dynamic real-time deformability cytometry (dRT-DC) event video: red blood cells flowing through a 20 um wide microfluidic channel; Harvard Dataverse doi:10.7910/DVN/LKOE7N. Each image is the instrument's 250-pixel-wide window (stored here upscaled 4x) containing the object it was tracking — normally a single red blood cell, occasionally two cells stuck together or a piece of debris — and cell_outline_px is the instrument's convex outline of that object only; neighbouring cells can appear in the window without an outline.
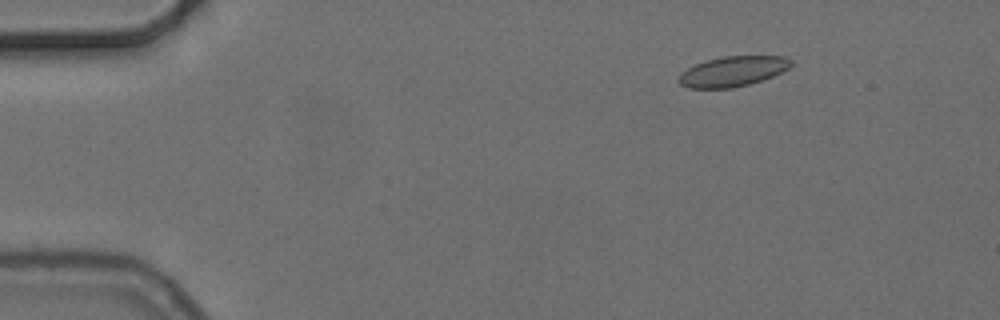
{"species": "common noctule bat (a hibernating species)", "species_latin": "Nyctalus noctula", "temperature_condition": "cold", "stored_images_in_passage": 50, "camera_frame_rate_fps": 3000, "um_per_image_px": 0.085, "animal": {"sex": "female", "body_mass_g": 24.6, "forearm_length_mm": 56.2}, "frame": {"image": 1, "passage_image": 2, "time_ms": 0.333, "image_size_px": [1000, 320], "cell_outline_px": [[792, 64], [788, 68], [772, 76], [748, 84], [732, 88], [688, 88], [680, 84], [676, 80], [680, 72], [696, 64], [708, 60], [724, 56], [784, 56], [792, 60]], "centroid_in_image_um": [62.24, 6.07], "position_along_channel_um": 22.8, "area_um2": 19.59}}
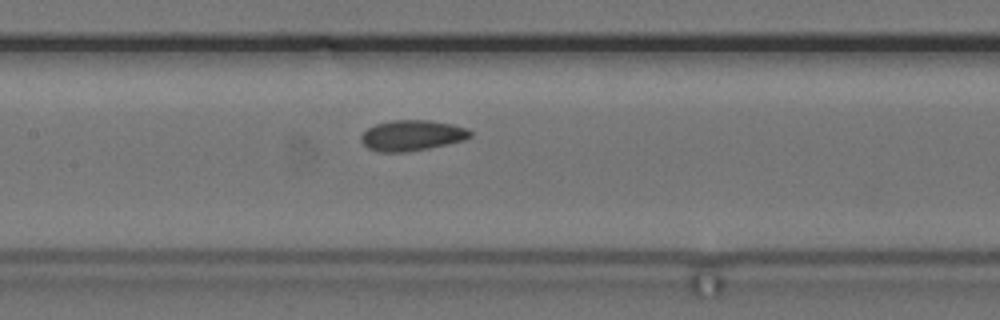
{"frame": {"image": 2, "passage_image": 21, "time_ms": 6.667, "image_size_px": [1000, 320], "cell_outline_px": [[472, 136], [464, 140], [448, 144], [428, 148], [404, 152], [376, 152], [368, 148], [360, 140], [360, 136], [368, 128], [376, 124], [392, 120], [432, 120], [452, 124], [468, 128], [472, 132]], "centroid_in_image_um": [35.03, 11.51], "position_along_channel_um": 172.4, "area_um2": 19.59}}
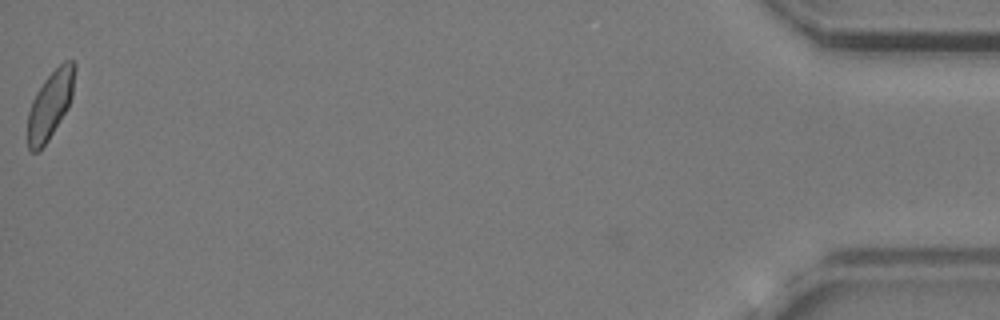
{"frame": {"image": 3, "passage_image": 50, "time_ms": 16.333, "image_size_px": [1000, 320], "cell_outline_px": [[76, 68], [72, 96], [68, 108], [48, 140], [40, 152], [32, 152], [28, 148], [28, 112], [32, 100], [36, 92], [44, 80], [64, 60], [72, 60], [76, 64]], "centroid_in_image_um": [4.27, 8.9], "position_along_channel_um": 430.9, "area_um2": 18.61}, "authors_computed_cell_mechanics": {"area_um2": 19.074, "velocity_mm_per_s": 3.691, "shape_relaxation_time_tau1_ms": 2.253, "shape_relaxation_time_tau2_ms": 2.1788, "deformation_change_tau1": 0.0508, "deformation_change_tau2": 0.0572}}